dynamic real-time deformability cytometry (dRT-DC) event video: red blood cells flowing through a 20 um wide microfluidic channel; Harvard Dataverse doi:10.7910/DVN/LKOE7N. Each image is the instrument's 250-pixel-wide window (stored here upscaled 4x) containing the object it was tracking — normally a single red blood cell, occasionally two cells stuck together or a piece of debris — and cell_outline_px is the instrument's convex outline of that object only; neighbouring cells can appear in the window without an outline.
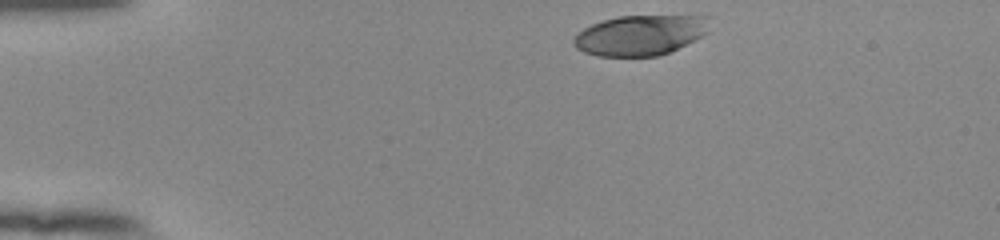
{"species": "human", "species_latin": "Homo sapiens", "temperature_condition": "room temperature", "stored_images_in_passage": 44, "camera_frame_rate_fps": 3000, "um_per_image_px": 0.085, "donor": {"sex": "female"}, "frame": {"image": 1, "passage_image": 1, "time_ms": 0.0, "image_size_px": [1000, 240], "cell_outline_px": [[708, 32], [668, 52], [656, 56], [596, 56], [584, 52], [576, 48], [572, 44], [572, 40], [584, 28], [592, 24], [604, 20], [620, 16], [708, 16]], "centroid_in_image_um": [54.37, 2.99], "position_along_channel_um": 30.6, "area_um2": 31.39}}
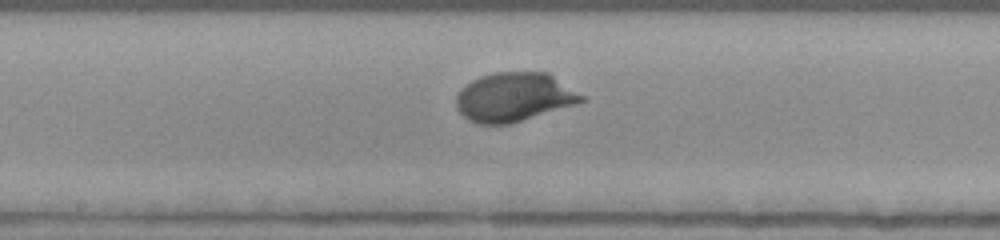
{"frame": {"image": 2, "passage_image": 20, "time_ms": 6.333, "image_size_px": [1000, 240], "cell_outline_px": [[588, 100], [576, 104], [508, 124], [476, 124], [468, 120], [456, 108], [456, 96], [460, 88], [472, 80], [480, 76], [496, 72], [548, 72], [588, 96]], "centroid_in_image_um": [43.73, 8.24], "position_along_channel_um": 204.5, "area_um2": 36.13}}
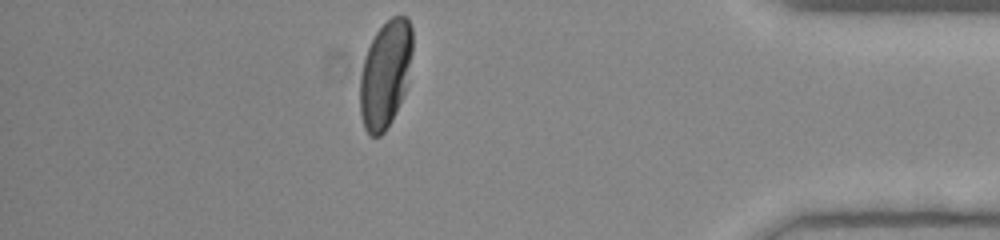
{"frame": {"image": 3, "passage_image": 38, "time_ms": 12.333, "image_size_px": [1000, 240], "cell_outline_px": [[412, 52], [408, 84], [392, 120], [384, 132], [380, 136], [372, 136], [364, 128], [360, 112], [360, 76], [364, 56], [376, 32], [392, 16], [408, 16], [412, 28]], "centroid_in_image_um": [32.76, 6.29], "position_along_channel_um": 402.4, "area_um2": 32.89}, "authors_computed_cell_mechanics": {"area_um2": 34.3043, "velocity_mm_per_s": 3.8571, "shape_relaxation_time_tau1_ms": 2.877, "shape_relaxation_time_tau2_ms": null, "deformation_change_tau1": 0.1653, "deformation_change_tau2": null}}